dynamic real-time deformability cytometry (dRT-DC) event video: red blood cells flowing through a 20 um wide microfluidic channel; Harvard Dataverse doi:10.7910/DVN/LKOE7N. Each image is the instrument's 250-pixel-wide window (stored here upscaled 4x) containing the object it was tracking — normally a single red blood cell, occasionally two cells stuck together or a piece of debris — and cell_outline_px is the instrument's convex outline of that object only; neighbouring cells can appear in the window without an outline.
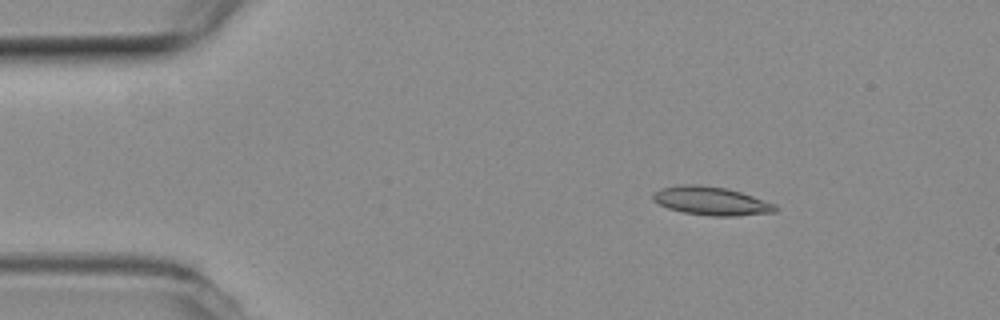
{"species": "common noctule bat (a hibernating species)", "species_latin": "Nyctalus noctula", "temperature_condition": "room temperature", "stored_images_in_passage": 47, "camera_frame_rate_fps": 3000, "um_per_image_px": 0.085, "animal": {"sex": "female", "body_mass_g": 19.3, "forearm_length_mm": 54.1}, "frame": {"image": 1, "passage_image": 1, "time_ms": 0.0, "image_size_px": [1000, 320], "cell_outline_px": [[776, 212], [736, 216], [712, 216], [684, 212], [668, 208], [652, 200], [652, 196], [660, 188], [676, 184], [700, 184], [728, 188], [776, 204]], "centroid_in_image_um": [60.44, 17.07], "position_along_channel_um": 24.6, "area_um2": 20.35}}
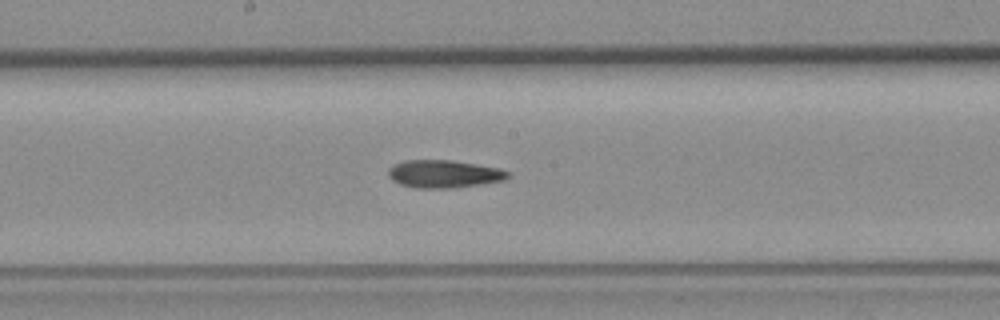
{"frame": {"image": 2, "passage_image": 21, "time_ms": 6.667, "image_size_px": [1000, 320], "cell_outline_px": [[508, 176], [504, 180], [480, 184], [452, 188], [416, 188], [400, 184], [392, 180], [388, 176], [388, 168], [392, 164], [404, 160], [452, 160], [500, 168], [508, 172]], "centroid_in_image_um": [37.68, 14.78], "position_along_channel_um": 210.5, "area_um2": 19.36}}
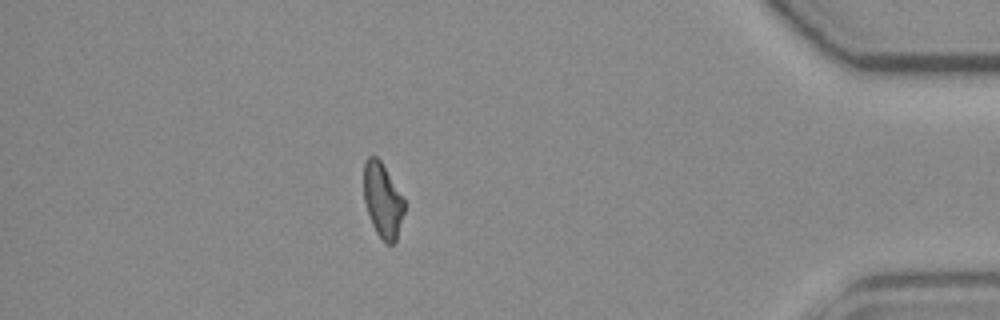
{"frame": {"image": 3, "passage_image": 40, "time_ms": 13.0, "image_size_px": [1000, 320], "cell_outline_px": [[404, 212], [396, 240], [392, 244], [388, 244], [376, 232], [372, 224], [364, 200], [364, 164], [368, 156], [376, 156], [380, 160], [404, 200]], "centroid_in_image_um": [32.51, 17.02], "position_along_channel_um": 402.7, "area_um2": 17.17}}